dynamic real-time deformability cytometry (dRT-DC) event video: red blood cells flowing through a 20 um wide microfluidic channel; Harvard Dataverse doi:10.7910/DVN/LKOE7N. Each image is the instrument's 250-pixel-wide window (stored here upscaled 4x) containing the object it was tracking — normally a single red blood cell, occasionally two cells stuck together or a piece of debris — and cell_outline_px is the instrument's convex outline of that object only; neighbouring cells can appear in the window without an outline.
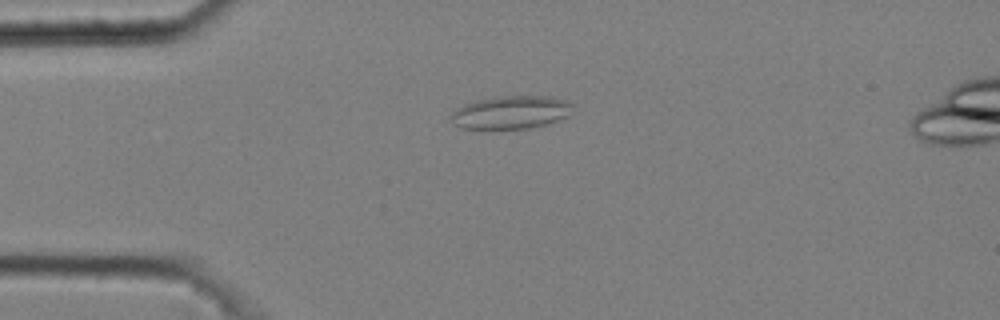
{"species": "common noctule bat (a hibernating species)", "species_latin": "Nyctalus noctula", "temperature_condition": "cold", "stored_images_in_passage": 5, "camera_frame_rate_fps": 3000, "um_per_image_px": 0.085, "animal": {"sex": "male", "body_mass_g": 20.4}, "frame": {"image": 1, "passage_image": 4, "time_ms": 1.0, "image_size_px": [1000, 320], "cell_outline_px": [[576, 104], [572, 116], [548, 124], [528, 128], [460, 128], [448, 116], [456, 108], [464, 104], [476, 100], [496, 96], [552, 96]], "centroid_in_image_um": [43.52, 9.53], "position_along_channel_um": 41.5, "area_um2": 23.87}}